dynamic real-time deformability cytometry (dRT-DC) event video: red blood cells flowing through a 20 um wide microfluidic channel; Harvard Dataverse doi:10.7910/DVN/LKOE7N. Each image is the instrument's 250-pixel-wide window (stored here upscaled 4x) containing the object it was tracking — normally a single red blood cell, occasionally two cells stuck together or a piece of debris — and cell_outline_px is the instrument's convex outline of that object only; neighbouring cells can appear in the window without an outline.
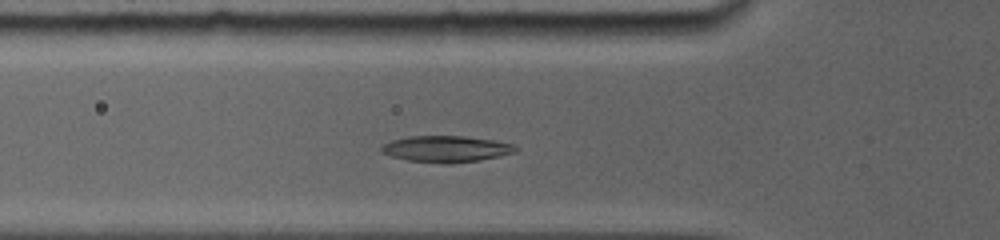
{"species": "common noctule bat (a hibernating species)", "species_latin": "Nyctalus noctula", "temperature_condition": "room temperature", "stored_images_in_passage": 7, "camera_frame_rate_fps": 5000, "um_per_image_px": 0.085, "animal": {"sex": "female", "body_mass_g": 19.0, "forearm_length_mm": 56.7}, "frame": {"image": 1, "passage_image": 6, "time_ms": 2.6, "image_size_px": [1000, 240], "cell_outline_px": [[520, 148], [516, 152], [500, 156], [480, 160], [452, 164], [444, 164], [408, 160], [392, 156], [380, 152], [380, 148], [384, 144], [392, 140], [408, 136], [464, 136], [492, 140], [512, 144]], "centroid_in_image_um": [37.94, 12.67], "position_along_channel_um": 87.9, "area_um2": 20.69}}